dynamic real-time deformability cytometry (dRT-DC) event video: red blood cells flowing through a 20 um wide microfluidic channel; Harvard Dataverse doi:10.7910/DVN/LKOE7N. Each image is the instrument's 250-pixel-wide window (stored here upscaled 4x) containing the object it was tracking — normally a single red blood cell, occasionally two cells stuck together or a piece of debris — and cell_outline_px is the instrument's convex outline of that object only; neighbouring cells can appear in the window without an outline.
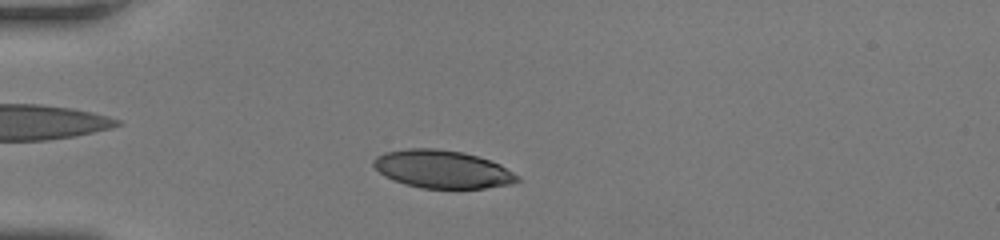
{"species": "human", "species_latin": "Homo sapiens", "temperature_condition": "room temperature", "stored_images_in_passage": 42, "camera_frame_rate_fps": 3000, "um_per_image_px": 0.085, "donor": {"sex": "female"}, "frame": {"image": 1, "passage_image": 6, "time_ms": 1.667, "image_size_px": [1000, 240], "cell_outline_px": [[520, 180], [512, 184], [484, 188], [420, 188], [404, 184], [392, 180], [384, 176], [372, 164], [372, 160], [376, 156], [384, 152], [408, 148], [436, 148], [464, 152], [500, 164], [520, 176]], "centroid_in_image_um": [37.58, 14.38], "position_along_channel_um": 47.4, "area_um2": 31.96}}
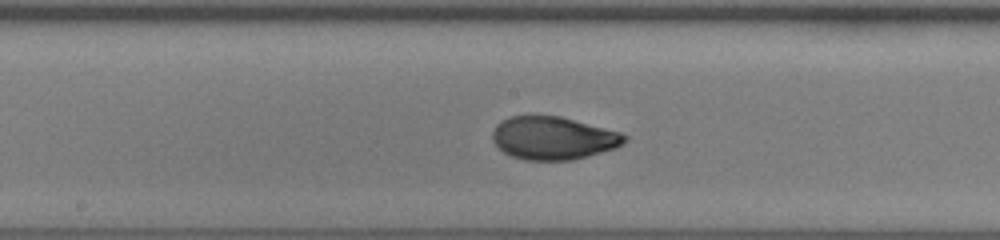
{"frame": {"image": 2, "passage_image": 19, "time_ms": 6.0, "image_size_px": [1000, 240], "cell_outline_px": [[628, 140], [616, 148], [572, 160], [528, 160], [512, 156], [504, 152], [492, 140], [492, 132], [496, 124], [508, 116], [560, 116], [620, 132], [628, 136]], "centroid_in_image_um": [47.02, 11.73], "position_along_channel_um": 201.2, "area_um2": 32.95}}
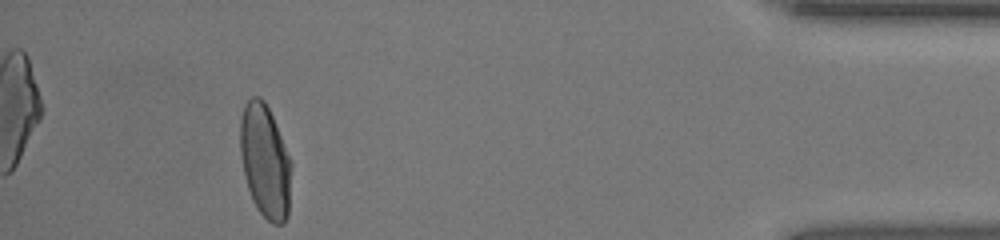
{"frame": {"image": 3, "passage_image": 38, "time_ms": 12.333, "image_size_px": [1000, 240], "cell_outline_px": [[292, 164], [288, 216], [284, 224], [272, 224], [256, 208], [252, 200], [244, 176], [240, 152], [240, 120], [244, 104], [252, 96], [260, 96], [264, 100], [272, 116], [292, 160]], "centroid_in_image_um": [22.54, 13.71], "position_along_channel_um": 412.7, "area_um2": 34.16}, "authors_computed_cell_mechanics": {"area_um2": 33.235, "velocity_mm_per_s": 4.1963, "shape_relaxation_time_tau1_ms": 4.802, "shape_relaxation_time_tau2_ms": 0.6712, "deformation_change_tau1": 0.1876, "deformation_change_tau2": 0.0464}}